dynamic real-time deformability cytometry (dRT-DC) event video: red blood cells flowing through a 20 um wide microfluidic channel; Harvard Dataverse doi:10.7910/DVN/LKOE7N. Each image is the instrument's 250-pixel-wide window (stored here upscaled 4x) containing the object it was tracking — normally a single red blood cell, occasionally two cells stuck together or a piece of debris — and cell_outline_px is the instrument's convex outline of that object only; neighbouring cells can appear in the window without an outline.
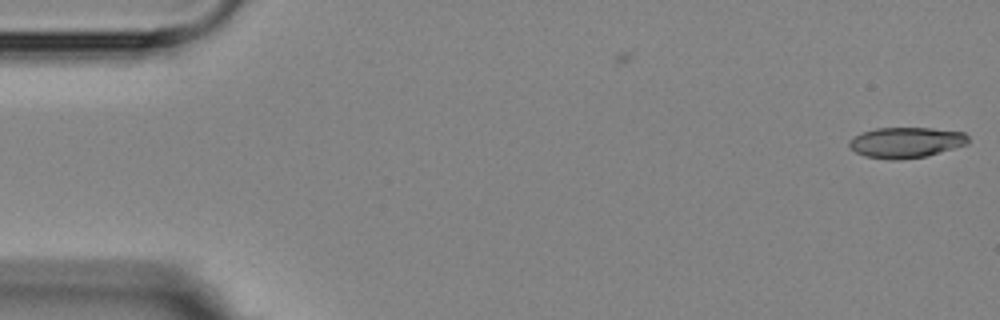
{"species": "Egyptian fruit bat (a non-hibernating species)", "species_latin": "Rousettus aegyptiacus", "temperature_condition": "room temperature", "stored_images_in_passage": 4, "camera_frame_rate_fps": 3000, "um_per_image_px": 0.085, "animal": {"sex": "female"}, "frame": {"image": 1, "passage_image": 1, "time_ms": 0.0, "image_size_px": [1000, 320], "cell_outline_px": [[968, 144], [928, 156], [900, 160], [888, 160], [864, 156], [856, 152], [848, 144], [848, 140], [860, 132], [876, 128], [932, 128], [964, 132], [968, 136]], "centroid_in_image_um": [77.0, 12.11], "position_along_channel_um": 8.0, "area_um2": 21.5}}